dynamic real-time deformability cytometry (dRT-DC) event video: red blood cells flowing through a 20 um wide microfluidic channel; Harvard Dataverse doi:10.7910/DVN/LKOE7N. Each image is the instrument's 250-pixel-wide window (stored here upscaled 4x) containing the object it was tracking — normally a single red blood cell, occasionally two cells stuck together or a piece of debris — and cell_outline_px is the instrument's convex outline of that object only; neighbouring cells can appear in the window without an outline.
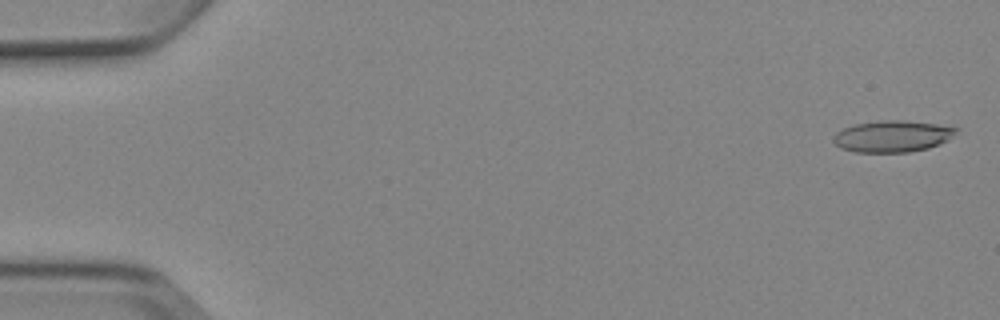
{"species": "Egyptian fruit bat (a non-hibernating species)", "species_latin": "Rousettus aegyptiacus", "temperature_condition": "cold", "stored_images_in_passage": 5, "camera_frame_rate_fps": 3000, "um_per_image_px": 0.085, "animal": {"sex": "female"}, "frame": {"image": 1, "passage_image": 1, "time_ms": 0.0, "image_size_px": [1000, 320], "cell_outline_px": [[960, 128], [948, 140], [940, 144], [928, 148], [908, 152], [856, 152], [840, 148], [832, 140], [832, 136], [836, 132], [852, 124], [880, 120], [904, 120], [936, 124]], "centroid_in_image_um": [75.83, 11.58], "position_along_channel_um": 9.2, "area_um2": 22.72}}
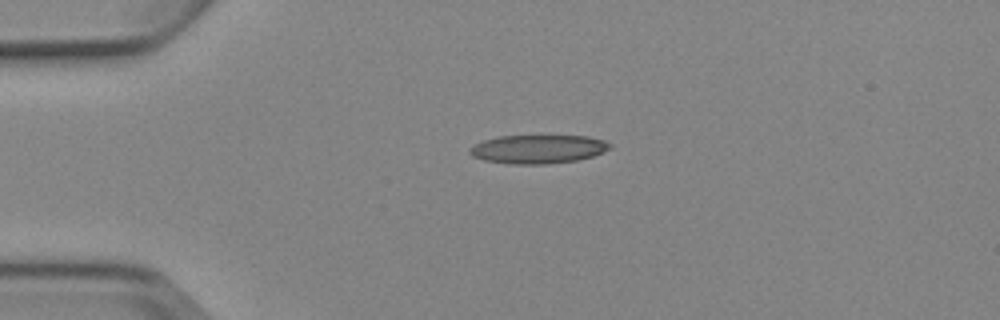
{"frame": {"image": 2, "passage_image": 4, "time_ms": 3.667, "image_size_px": [1000, 320], "cell_outline_px": [[612, 148], [604, 152], [592, 156], [576, 160], [548, 164], [512, 164], [484, 160], [472, 156], [468, 152], [468, 148], [484, 140], [500, 136], [588, 136], [604, 140], [612, 144]], "centroid_in_image_um": [45.75, 12.67], "position_along_channel_um": 39.2, "area_um2": 23.41}}